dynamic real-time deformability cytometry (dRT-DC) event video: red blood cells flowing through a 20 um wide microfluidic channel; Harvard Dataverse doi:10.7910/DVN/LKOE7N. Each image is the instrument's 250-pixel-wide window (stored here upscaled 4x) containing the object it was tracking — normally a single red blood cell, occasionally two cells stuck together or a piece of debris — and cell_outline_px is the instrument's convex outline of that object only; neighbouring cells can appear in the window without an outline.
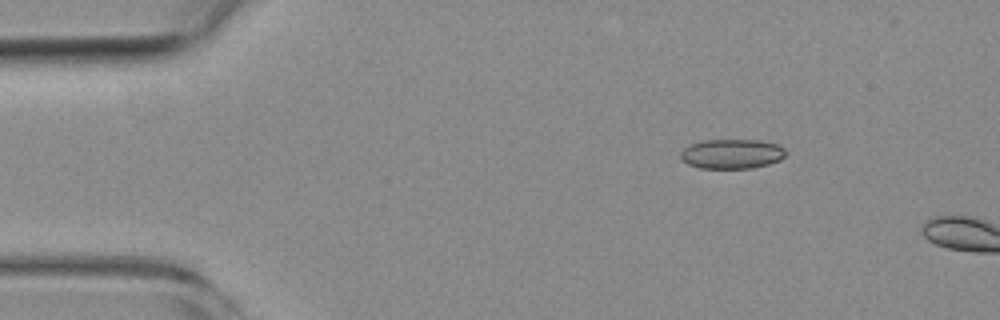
{"species": "common noctule bat (a hibernating species)", "species_latin": "Nyctalus noctula", "temperature_condition": "room temperature", "stored_images_in_passage": 3, "camera_frame_rate_fps": 3000, "um_per_image_px": 0.085, "animal": {"sex": "female", "body_mass_g": 19.3, "forearm_length_mm": 54.1}, "frame": {"image": 1, "passage_image": 2, "time_ms": 1.667, "image_size_px": [1000, 320], "cell_outline_px": [[788, 152], [780, 160], [768, 164], [752, 168], [700, 168], [688, 164], [680, 156], [680, 152], [688, 144], [700, 140], [760, 140], [776, 144], [784, 148]], "centroid_in_image_um": [62.2, 13.07], "position_along_channel_um": 22.8, "area_um2": 18.26}}